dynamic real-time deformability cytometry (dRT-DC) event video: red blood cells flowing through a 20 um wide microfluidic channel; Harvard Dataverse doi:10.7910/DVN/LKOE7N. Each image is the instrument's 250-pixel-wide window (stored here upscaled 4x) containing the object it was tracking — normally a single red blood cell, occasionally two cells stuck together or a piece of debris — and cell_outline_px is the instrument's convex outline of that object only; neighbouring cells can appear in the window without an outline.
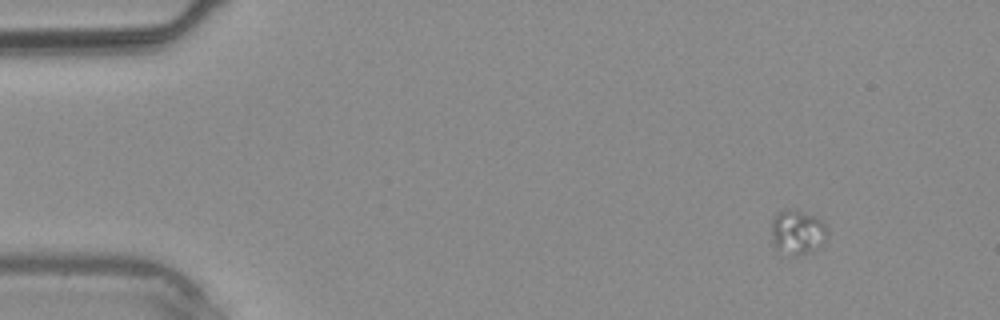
{"species": "common noctule bat (a hibernating species)", "species_latin": "Nyctalus noctula", "temperature_condition": "warm", "stored_images_in_passage": 3, "camera_frame_rate_fps": 3000, "um_per_image_px": 0.085, "animal": {"sex": "male", "body_mass_g": 20.4}, "frame": {"image": 1, "passage_image": 1, "time_ms": 0.0, "image_size_px": [1000, 320], "cell_outline_px": [[828, 228], [824, 240], [808, 252], [796, 256], [792, 256], [776, 252], [772, 244], [772, 220], [776, 212], [788, 208], [816, 216]], "centroid_in_image_um": [67.7, 19.74], "position_along_channel_um": 17.3, "area_um2": 14.57}}
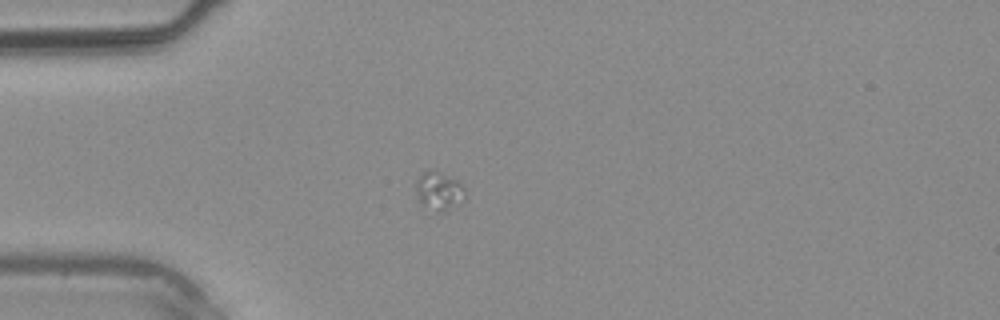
{"frame": {"image": 2, "passage_image": 3, "time_ms": 2.333, "image_size_px": [1000, 320], "cell_outline_px": [[464, 200], [444, 212], [440, 212], [420, 204], [416, 192], [416, 180], [428, 168], [440, 172], [456, 180], [464, 188]], "centroid_in_image_um": [37.29, 16.22], "position_along_channel_um": 47.7, "area_um2": 10.87}}